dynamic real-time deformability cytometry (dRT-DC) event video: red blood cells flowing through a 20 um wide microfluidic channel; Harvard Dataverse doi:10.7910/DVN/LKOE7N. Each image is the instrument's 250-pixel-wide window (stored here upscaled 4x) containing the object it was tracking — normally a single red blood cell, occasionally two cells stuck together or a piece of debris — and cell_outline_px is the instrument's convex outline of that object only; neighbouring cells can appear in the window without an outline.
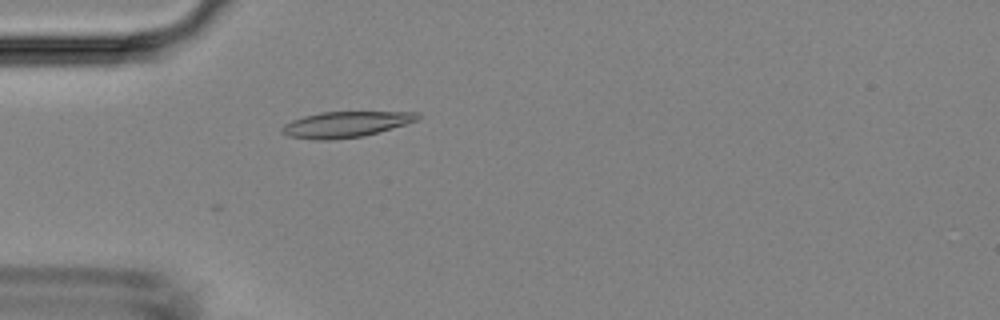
{"species": "Egyptian fruit bat (a non-hibernating species)", "species_latin": "Rousettus aegyptiacus", "temperature_condition": "room temperature", "stored_images_in_passage": 2, "camera_frame_rate_fps": 3000, "um_per_image_px": 0.085, "animal": {"sex": "female"}, "frame": {"image": 1, "passage_image": 2, "time_ms": 1.333, "image_size_px": [1000, 320], "cell_outline_px": [[424, 116], [416, 120], [404, 124], [364, 136], [332, 140], [316, 140], [288, 136], [280, 132], [280, 128], [284, 124], [292, 120], [304, 116], [320, 112], [420, 112]], "centroid_in_image_um": [29.35, 10.57], "position_along_channel_um": 55.6, "area_um2": 20.4}}